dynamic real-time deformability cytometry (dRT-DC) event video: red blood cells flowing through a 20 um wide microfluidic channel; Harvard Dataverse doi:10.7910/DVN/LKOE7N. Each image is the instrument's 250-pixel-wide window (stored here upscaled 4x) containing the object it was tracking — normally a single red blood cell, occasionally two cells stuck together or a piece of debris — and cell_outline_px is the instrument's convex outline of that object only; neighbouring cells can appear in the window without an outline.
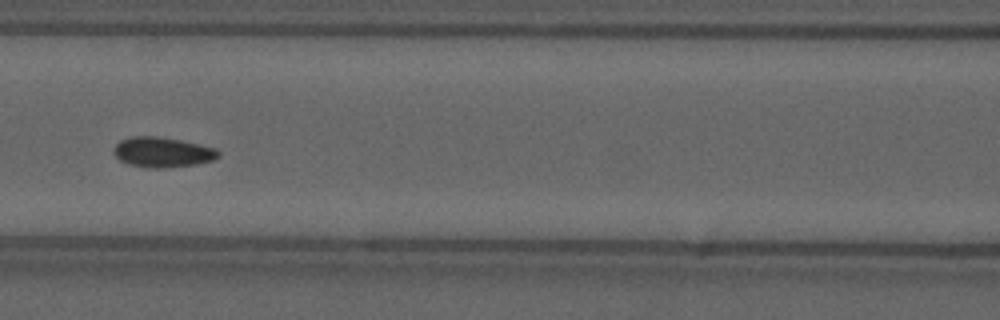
{"species": "common noctule bat (a hibernating species)", "species_latin": "Nyctalus noctula", "temperature_condition": "cold", "stored_images_in_passage": 34, "camera_frame_rate_fps": 3000, "um_per_image_px": 0.085, "animal": {"sex": "male", "forearm_length_mm": 52.5}, "frame": {"image": 1, "passage_image": 10, "time_ms": 3.0, "image_size_px": [1000, 320], "cell_outline_px": [[220, 156], [212, 160], [196, 164], [164, 168], [148, 168], [128, 164], [120, 160], [112, 152], [112, 148], [120, 140], [132, 136], [156, 136], [180, 140], [200, 144], [216, 148], [220, 152]], "centroid_in_image_um": [13.79, 12.93], "position_along_channel_um": 152.8, "area_um2": 18.5}, "authors_computed_cell_mechanics": {"area_um2": 17.4845, "velocity_mm_per_s": 3.6688, "shape_relaxation_time_tau1_ms": null, "shape_relaxation_time_tau2_ms": 4.5097, "deformation_change_tau1": null, "deformation_change_tau2": 0.049}}